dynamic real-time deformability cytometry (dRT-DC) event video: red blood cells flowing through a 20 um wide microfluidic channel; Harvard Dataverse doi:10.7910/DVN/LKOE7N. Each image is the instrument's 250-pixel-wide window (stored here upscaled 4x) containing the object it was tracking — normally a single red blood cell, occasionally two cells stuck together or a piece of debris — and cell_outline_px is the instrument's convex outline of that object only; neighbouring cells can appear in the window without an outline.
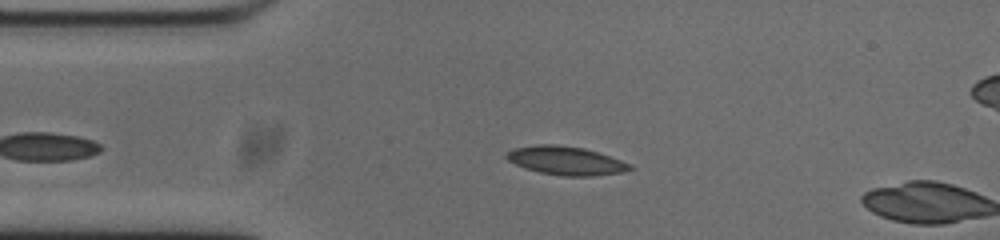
{"species": "common noctule bat (a hibernating species)", "species_latin": "Nyctalus noctula", "temperature_condition": "cold", "stored_images_in_passage": 6, "camera_frame_rate_fps": 3000, "um_per_image_px": 0.085, "animal": {"sex": "male", "body_mass_g": 20.0, "forearm_length_mm": 53.3}, "frame": {"image": 1, "passage_image": 5, "time_ms": 1.333, "image_size_px": [1000, 240], "cell_outline_px": [[636, 168], [620, 172], [592, 176], [560, 176], [540, 172], [524, 168], [508, 160], [504, 156], [504, 152], [512, 148], [536, 144], [556, 144], [584, 148], [632, 164]], "centroid_in_image_um": [48.05, 13.65], "position_along_channel_um": 37.0, "area_um2": 20.63}}